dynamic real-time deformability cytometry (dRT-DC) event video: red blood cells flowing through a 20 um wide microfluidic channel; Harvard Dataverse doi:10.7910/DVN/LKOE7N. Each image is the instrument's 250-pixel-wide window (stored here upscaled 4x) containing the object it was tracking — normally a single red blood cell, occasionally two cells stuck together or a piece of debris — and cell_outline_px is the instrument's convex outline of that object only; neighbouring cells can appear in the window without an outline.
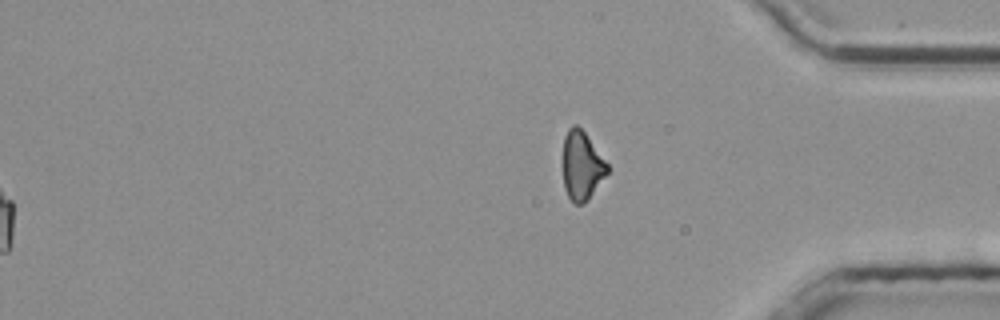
{"species": "common noctule bat (a hibernating species)", "species_latin": "Nyctalus noctula", "temperature_condition": "room temperature", "stored_images_in_passage": 44, "segment_of_instrument_passage": [2, 2], "camera_frame_rate_fps": 3000, "um_per_image_px": 0.085, "animal": {"sex": "male", "body_mass_g": 20.4}, "frame": {"image": 1, "passage_image": 44, "time_ms": 14.333, "image_size_px": [1000, 320], "cell_outline_px": [[608, 172], [588, 200], [584, 204], [576, 204], [568, 196], [564, 188], [560, 164], [564, 136], [568, 128], [572, 124], [576, 124], [584, 132], [608, 164]], "centroid_in_image_um": [49.39, 14.07], "position_along_channel_um": 385.8, "area_um2": 18.26}}